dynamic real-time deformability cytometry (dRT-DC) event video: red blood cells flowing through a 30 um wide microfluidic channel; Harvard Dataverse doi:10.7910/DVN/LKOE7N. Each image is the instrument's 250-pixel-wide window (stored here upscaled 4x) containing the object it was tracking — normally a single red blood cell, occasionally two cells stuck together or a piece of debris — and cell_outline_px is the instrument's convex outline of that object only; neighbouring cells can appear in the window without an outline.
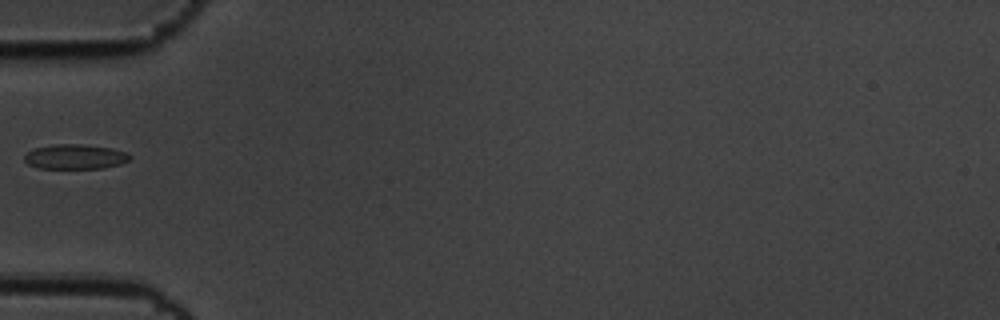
{"species": "common noctule bat (a hibernating species)", "species_latin": "Nyctalus noctula", "temperature_condition": "cold", "stored_images_in_passage": 33, "camera_frame_rate_fps": 3000, "um_per_image_px": 0.085, "animal": {"sex": "male", "body_mass_g": 19.5, "forearm_length_mm": 54.6}, "frame": {"image": 1, "passage_image": 1, "time_ms": 0.0, "image_size_px": [1000, 320], "cell_outline_px": [[132, 156], [128, 160], [120, 164], [104, 168], [36, 168], [28, 164], [24, 160], [24, 156], [28, 152], [36, 148], [56, 144], [80, 144], [112, 148], [124, 152]], "centroid_in_image_um": [6.38, 13.32], "position_along_channel_um": 78.6, "area_um2": 15.09}}
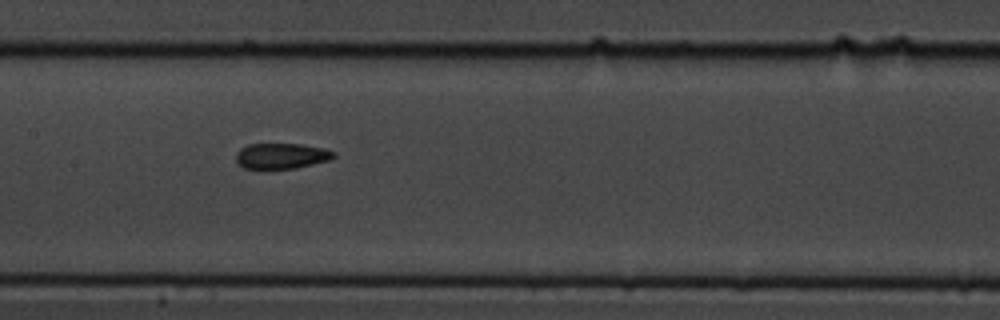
{"frame": {"image": 2, "passage_image": 10, "time_ms": 3.0, "image_size_px": [1000, 320], "cell_outline_px": [[336, 156], [328, 160], [296, 168], [264, 172], [244, 168], [236, 160], [236, 152], [240, 148], [248, 144], [300, 144], [324, 148], [336, 152]], "centroid_in_image_um": [23.87, 13.3], "position_along_channel_um": 183.5, "area_um2": 15.2}}
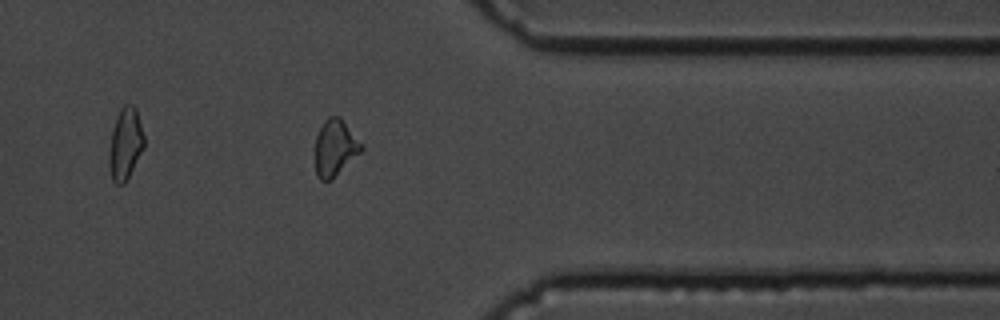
{"frame": {"image": 3, "passage_image": 28, "time_ms": 9.0, "image_size_px": [1000, 320], "cell_outline_px": [[364, 148], [332, 180], [320, 180], [316, 176], [316, 136], [324, 120], [328, 116], [340, 116], [364, 144]], "centroid_in_image_um": [28.5, 12.54], "position_along_channel_um": 382.9, "area_um2": 15.26}}